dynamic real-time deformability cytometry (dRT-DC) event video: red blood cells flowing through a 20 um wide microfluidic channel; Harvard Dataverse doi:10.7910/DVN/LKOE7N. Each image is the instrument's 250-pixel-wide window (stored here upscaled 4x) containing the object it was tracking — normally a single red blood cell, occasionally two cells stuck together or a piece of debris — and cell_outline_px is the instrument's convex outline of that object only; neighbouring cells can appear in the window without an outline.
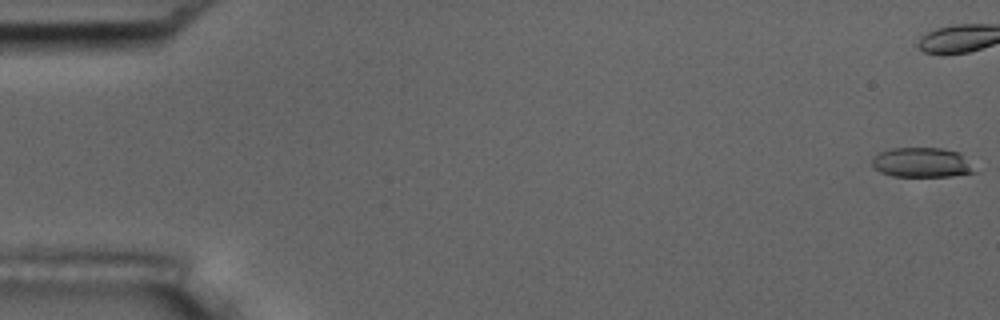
{"species": "common noctule bat (a hibernating species)", "species_latin": "Nyctalus noctula", "temperature_condition": "room temperature", "stored_images_in_passage": 9, "camera_frame_rate_fps": 3000, "um_per_image_px": 0.085, "animal": {"sex": "male", "body_mass_g": 17.5, "forearm_length_mm": 52.3}, "frame": {"image": 1, "passage_image": 1, "time_ms": 0.0, "image_size_px": [1000, 320], "cell_outline_px": [[980, 172], [952, 176], [892, 176], [880, 172], [872, 164], [872, 156], [880, 152], [892, 148], [944, 148], [960, 152]], "centroid_in_image_um": [78.41, 13.81], "position_along_channel_um": 6.6, "area_um2": 18.03}}
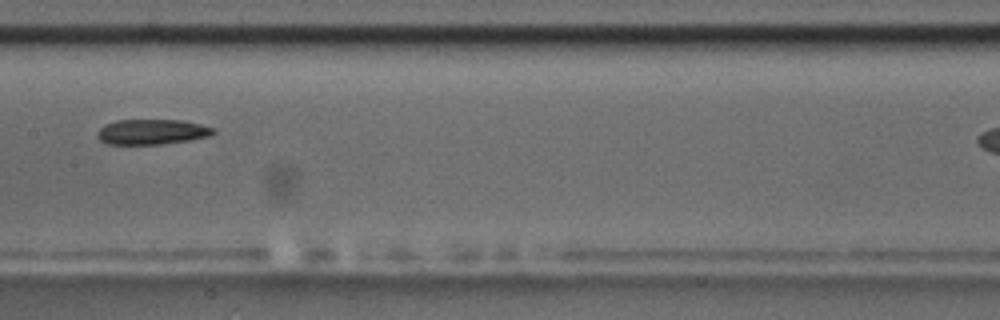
{"frame": {"image": 2, "passage_image": 9, "time_ms": 10.0, "image_size_px": [1000, 320], "cell_outline_px": [[216, 132], [208, 136], [192, 140], [160, 144], [108, 144], [100, 140], [96, 136], [100, 128], [104, 124], [116, 120], [184, 120], [216, 128]], "centroid_in_image_um": [12.93, 11.2], "position_along_channel_um": 194.5, "area_um2": 17.17}}